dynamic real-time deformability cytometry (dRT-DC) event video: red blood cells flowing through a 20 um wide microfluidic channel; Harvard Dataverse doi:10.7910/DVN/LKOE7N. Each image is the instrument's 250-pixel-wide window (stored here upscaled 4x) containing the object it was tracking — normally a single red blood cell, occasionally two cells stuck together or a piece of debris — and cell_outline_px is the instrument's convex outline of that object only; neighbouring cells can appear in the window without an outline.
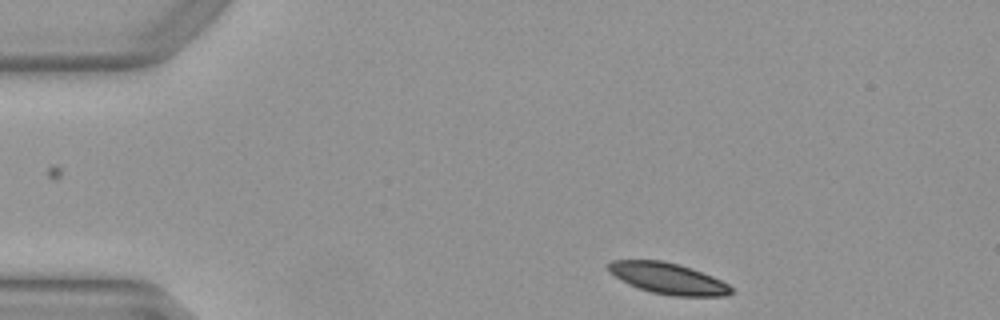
{"species": "Egyptian fruit bat (a non-hibernating species)", "species_latin": "Rousettus aegyptiacus", "temperature_condition": "warm", "stored_images_in_passage": 11, "camera_frame_rate_fps": 3000, "um_per_image_px": 0.085, "animal": {"sex": "female"}, "frame": {"image": 1, "passage_image": 1, "time_ms": 0.0, "image_size_px": [1000, 320], "cell_outline_px": [[736, 292], [728, 296], [672, 296], [652, 292], [636, 288], [628, 284], [608, 272], [608, 264], [612, 260], [660, 260], [680, 264], [692, 268], [712, 276], [728, 284]], "centroid_in_image_um": [56.8, 23.67], "position_along_channel_um": 28.2, "area_um2": 22.48}}
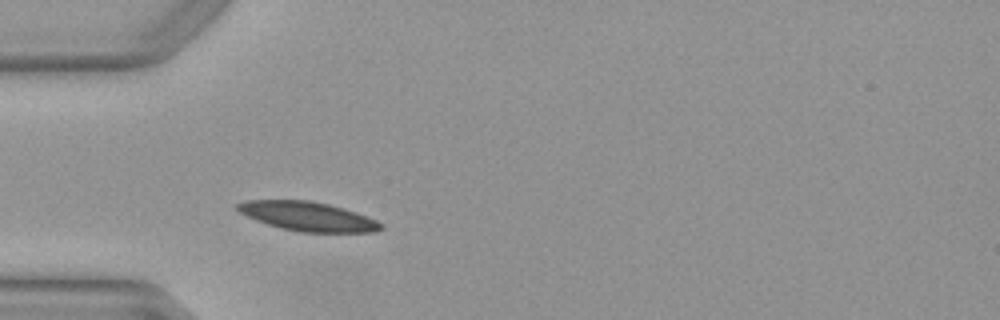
{"frame": {"image": 2, "passage_image": 8, "time_ms": 2.333, "image_size_px": [1000, 320], "cell_outline_px": [[384, 228], [376, 232], [300, 232], [280, 228], [256, 220], [240, 212], [236, 208], [236, 204], [244, 200], [308, 200], [328, 204], [344, 208], [356, 212], [376, 220], [384, 224]], "centroid_in_image_um": [26.18, 18.39], "position_along_channel_um": 58.8, "area_um2": 24.39}}
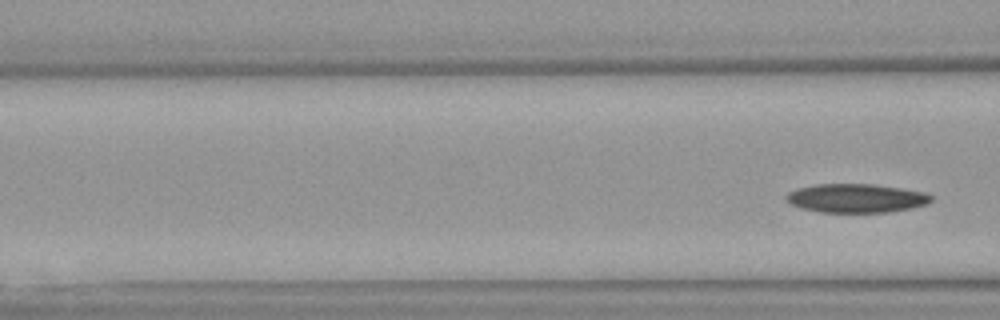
{"frame": {"image": 3, "passage_image": 11, "time_ms": 3.333, "image_size_px": [1000, 320], "cell_outline_px": [[932, 200], [928, 204], [912, 208], [888, 212], [820, 212], [800, 208], [784, 200], [784, 196], [788, 192], [796, 188], [816, 184], [872, 184], [900, 188], [924, 192], [932, 196]], "centroid_in_image_um": [72.74, 16.85], "position_along_channel_um": 93.9, "area_um2": 24.45}}